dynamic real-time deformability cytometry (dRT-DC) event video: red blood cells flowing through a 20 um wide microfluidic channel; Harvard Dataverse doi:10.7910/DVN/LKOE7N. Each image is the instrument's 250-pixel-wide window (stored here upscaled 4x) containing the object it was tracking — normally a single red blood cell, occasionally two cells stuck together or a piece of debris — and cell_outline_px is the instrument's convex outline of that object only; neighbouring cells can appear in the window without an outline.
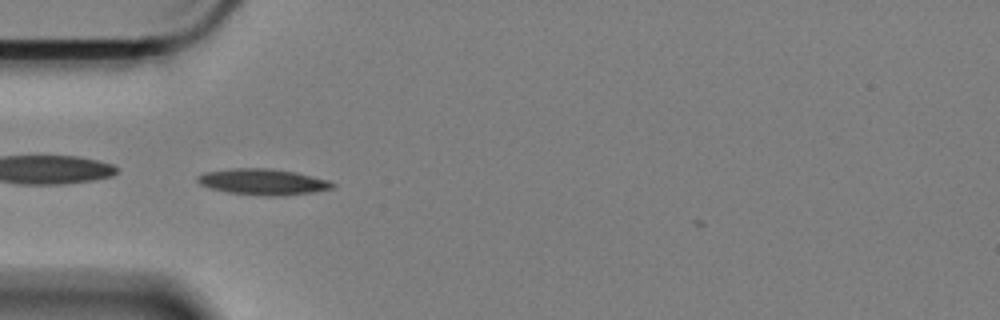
{"species": "Egyptian fruit bat (a non-hibernating species)", "species_latin": "Rousettus aegyptiacus", "temperature_condition": "cold", "stored_images_in_passage": 41, "camera_frame_rate_fps": 3000, "um_per_image_px": 0.085, "animal": {"sex": "female"}, "frame": {"image": 1, "passage_image": 1, "time_ms": 0.0, "image_size_px": [1000, 320], "cell_outline_px": [[336, 184], [332, 188], [312, 192], [284, 196], [264, 196], [228, 192], [212, 188], [200, 184], [196, 180], [196, 176], [204, 172], [236, 168], [264, 168], [296, 172], [324, 180]], "centroid_in_image_um": [22.3, 15.46], "position_along_channel_um": 62.7, "area_um2": 20.17}}
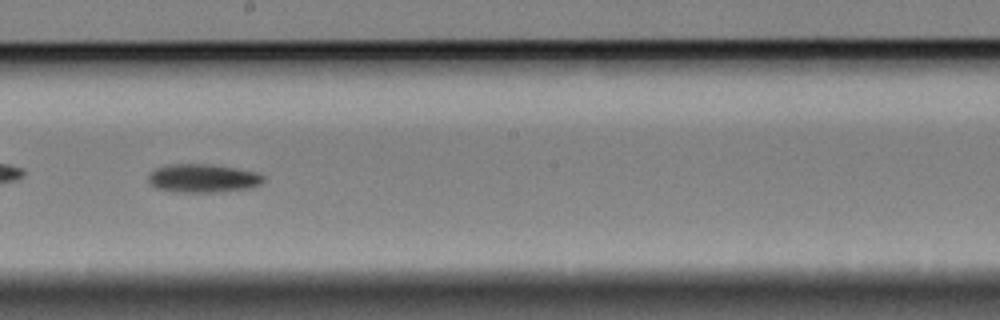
{"frame": {"image": 2, "passage_image": 16, "time_ms": 5.0, "image_size_px": [1000, 320], "cell_outline_px": [[264, 180], [260, 184], [248, 188], [216, 192], [176, 192], [156, 188], [148, 184], [148, 176], [156, 168], [168, 164], [208, 164], [256, 172], [264, 176]], "centroid_in_image_um": [17.2, 15.16], "position_along_channel_um": 231.0, "area_um2": 18.96}}
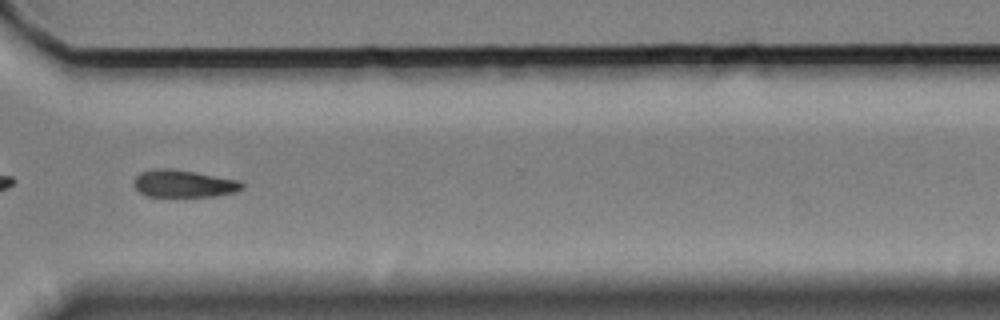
{"frame": {"image": 3, "passage_image": 27, "time_ms": 8.667, "image_size_px": [1000, 320], "cell_outline_px": [[244, 188], [236, 192], [216, 196], [148, 196], [140, 192], [132, 184], [136, 176], [140, 172], [156, 168], [168, 168], [240, 180], [244, 184]], "centroid_in_image_um": [15.62, 15.61], "position_along_channel_um": 355.0, "area_um2": 17.17}, "authors_computed_cell_mechanics": {"area_um2": 17.918, "velocity_mm_per_s": 3.3799, "shape_relaxation_time_tau1_ms": 6.328, "shape_relaxation_time_tau2_ms": null, "deformation_change_tau1": 0.1298, "deformation_change_tau2": null}}